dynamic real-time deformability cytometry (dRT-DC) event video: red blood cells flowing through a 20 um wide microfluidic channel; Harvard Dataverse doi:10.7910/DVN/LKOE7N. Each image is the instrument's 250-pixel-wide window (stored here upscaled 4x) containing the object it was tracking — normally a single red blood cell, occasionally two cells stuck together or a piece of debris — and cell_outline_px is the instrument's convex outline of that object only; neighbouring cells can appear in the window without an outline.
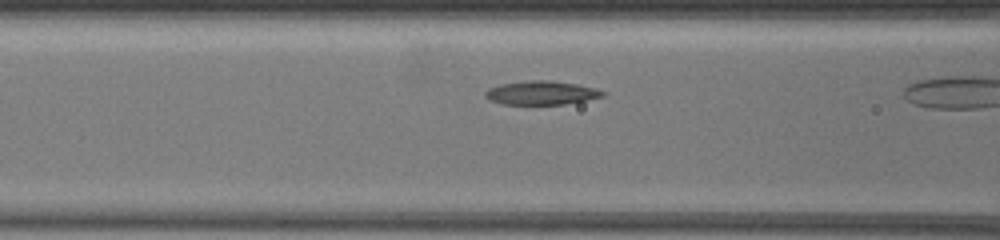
{"species": "common noctule bat (a hibernating species)", "species_latin": "Nyctalus noctula", "temperature_condition": "warm", "stored_images_in_passage": 5, "camera_frame_rate_fps": 3000, "um_per_image_px": 0.085, "animal": {"sex": "female", "body_mass_g": 19.5, "forearm_length_mm": 54.1}, "frame": {"image": 1, "passage_image": 4, "time_ms": 1.333, "image_size_px": [1000, 240], "cell_outline_px": [[608, 92], [604, 96], [564, 104], [500, 104], [484, 96], [484, 92], [488, 88], [500, 84], [528, 80], [552, 80], [576, 84], [596, 88]], "centroid_in_image_um": [46.02, 7.88], "position_along_channel_um": 120.6, "area_um2": 16.3}}